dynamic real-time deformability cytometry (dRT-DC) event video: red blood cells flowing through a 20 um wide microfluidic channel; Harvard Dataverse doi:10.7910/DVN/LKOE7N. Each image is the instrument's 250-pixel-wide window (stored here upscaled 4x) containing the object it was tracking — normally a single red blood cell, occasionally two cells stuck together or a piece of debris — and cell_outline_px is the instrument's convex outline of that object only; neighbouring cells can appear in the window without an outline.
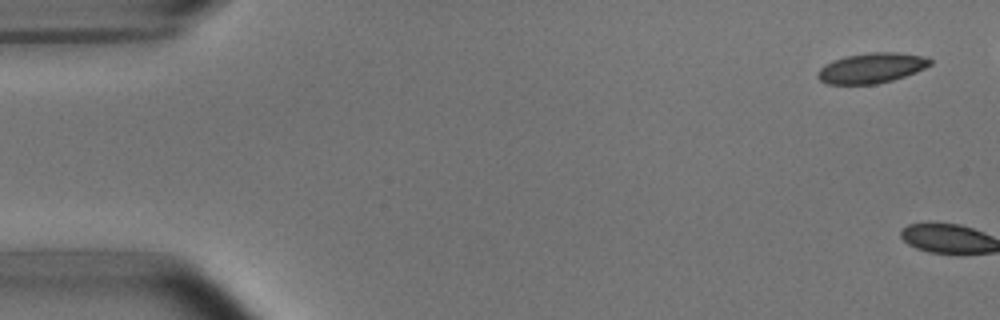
{"species": "common noctule bat (a hibernating species)", "species_latin": "Nyctalus noctula", "temperature_condition": "room temperature", "stored_images_in_passage": 2, "camera_frame_rate_fps": 3000, "um_per_image_px": 0.085, "animal": {"sex": "male", "body_mass_g": 15.6}, "frame": {"image": 1, "passage_image": 1, "time_ms": 0.0, "image_size_px": [1000, 320], "cell_outline_px": [[932, 64], [916, 72], [892, 80], [876, 84], [828, 84], [820, 80], [816, 76], [820, 68], [824, 64], [832, 60], [844, 56], [872, 52], [896, 52], [924, 56], [932, 60]], "centroid_in_image_um": [74.06, 5.77], "position_along_channel_um": 10.9, "area_um2": 19.83}}